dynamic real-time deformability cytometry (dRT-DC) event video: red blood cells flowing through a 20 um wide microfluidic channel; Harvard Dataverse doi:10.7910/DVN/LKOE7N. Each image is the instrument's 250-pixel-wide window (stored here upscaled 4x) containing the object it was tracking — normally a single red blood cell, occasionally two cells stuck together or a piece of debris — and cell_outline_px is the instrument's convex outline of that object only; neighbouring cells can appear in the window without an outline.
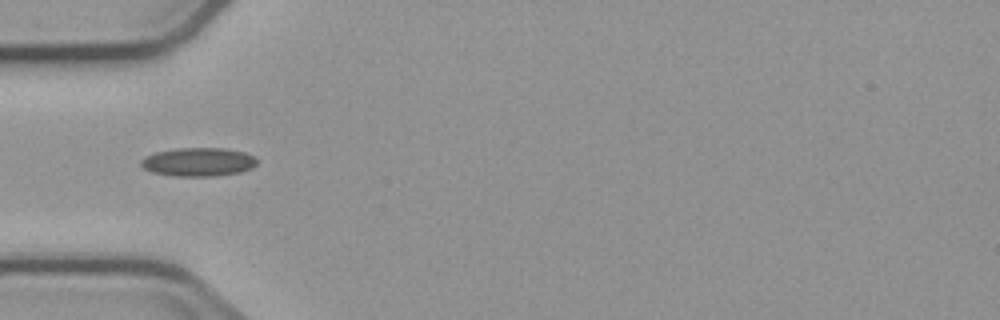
{"species": "common noctule bat (a hibernating species)", "species_latin": "Nyctalus noctula", "temperature_condition": "cold", "stored_images_in_passage": 5, "camera_frame_rate_fps": 3000, "um_per_image_px": 0.085, "animal": {"sex": "male", "body_mass_g": 23.1, "forearm_length_mm": 52.7}, "frame": {"image": 1, "passage_image": 1, "time_ms": 0.0, "image_size_px": [1000, 320], "cell_outline_px": [[256, 164], [252, 168], [240, 172], [216, 176], [172, 176], [152, 172], [144, 168], [140, 164], [140, 160], [144, 156], [156, 152], [176, 148], [224, 148], [244, 152], [252, 156], [256, 160]], "centroid_in_image_um": [16.82, 13.77], "position_along_channel_um": 68.2, "area_um2": 19.36}}
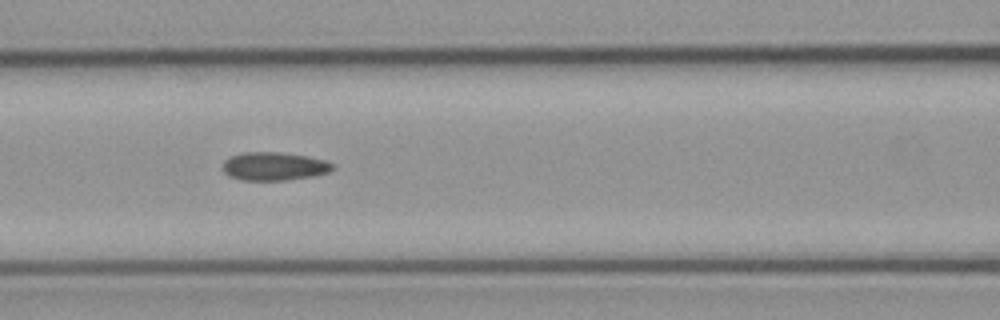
{"frame": {"image": 2, "passage_image": 3, "time_ms": 2.0, "image_size_px": [1000, 320], "cell_outline_px": [[336, 168], [328, 172], [312, 176], [288, 180], [244, 180], [228, 176], [220, 168], [224, 160], [232, 156], [244, 152], [280, 152], [308, 156], [324, 160], [336, 164]], "centroid_in_image_um": [23.3, 14.13], "position_along_channel_um": 143.3, "area_um2": 18.32}}
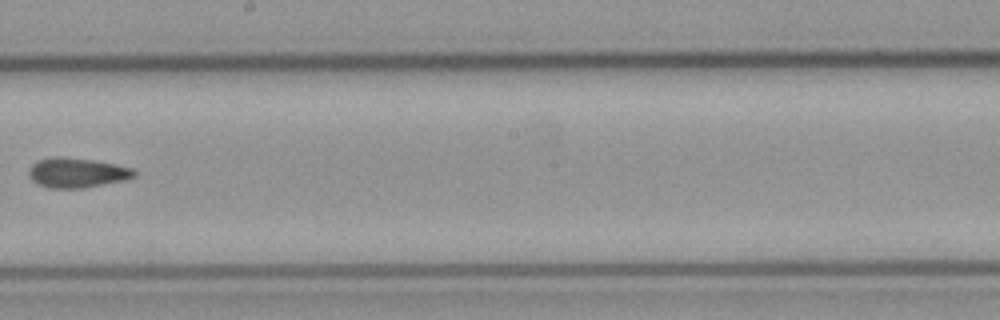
{"frame": {"image": 3, "passage_image": 5, "time_ms": 4.667, "image_size_px": [1000, 320], "cell_outline_px": [[136, 176], [124, 180], [84, 188], [48, 188], [36, 184], [28, 176], [28, 172], [32, 164], [36, 160], [56, 156], [60, 156], [92, 160], [132, 168], [136, 172]], "centroid_in_image_um": [6.49, 14.69], "position_along_channel_um": 241.7, "area_um2": 18.32}}